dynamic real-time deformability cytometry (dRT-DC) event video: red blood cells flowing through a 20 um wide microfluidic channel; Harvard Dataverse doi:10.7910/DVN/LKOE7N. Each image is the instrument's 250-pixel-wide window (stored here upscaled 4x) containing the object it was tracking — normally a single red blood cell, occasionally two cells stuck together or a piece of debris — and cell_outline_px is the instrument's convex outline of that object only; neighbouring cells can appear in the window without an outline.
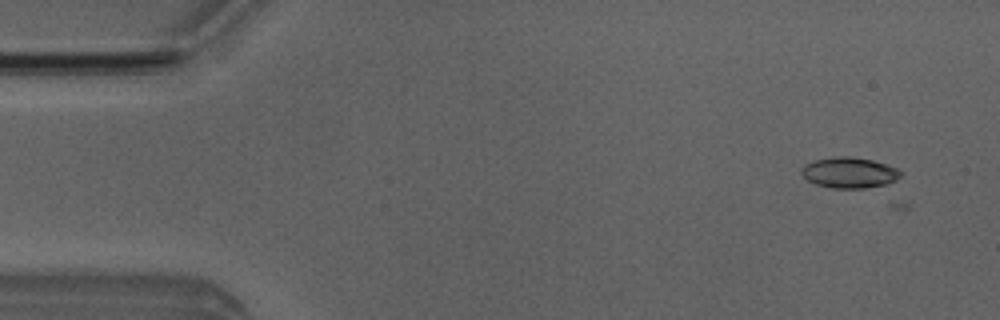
{"species": "Egyptian fruit bat (a non-hibernating species)", "species_latin": "Rousettus aegyptiacus", "temperature_condition": "room temperature", "stored_images_in_passage": 5, "camera_frame_rate_fps": 3000, "um_per_image_px": 0.085, "animal": {"sex": "male"}, "frame": {"image": 1, "passage_image": 1, "time_ms": 0.0, "image_size_px": [1000, 320], "cell_outline_px": [[904, 172], [896, 180], [888, 184], [864, 188], [832, 188], [816, 184], [808, 180], [800, 172], [800, 168], [804, 164], [816, 160], [836, 156], [852, 156], [872, 160], [888, 164]], "centroid_in_image_um": [72.21, 14.67], "position_along_channel_um": 12.8, "area_um2": 17.92}}